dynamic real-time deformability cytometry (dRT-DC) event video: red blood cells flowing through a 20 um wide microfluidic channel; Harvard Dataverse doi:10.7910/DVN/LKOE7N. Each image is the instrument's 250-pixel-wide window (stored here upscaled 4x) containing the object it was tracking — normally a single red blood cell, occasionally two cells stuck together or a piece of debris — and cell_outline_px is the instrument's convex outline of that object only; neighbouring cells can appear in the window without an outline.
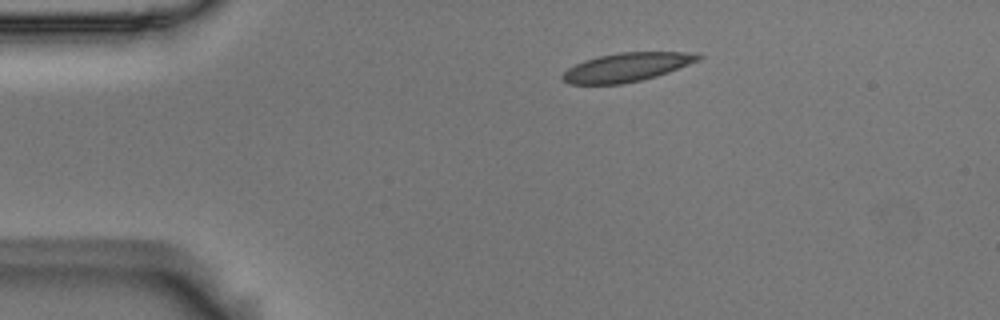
{"species": "Egyptian fruit bat (a non-hibernating species)", "species_latin": "Rousettus aegyptiacus", "temperature_condition": "room temperature", "stored_images_in_passage": 45, "camera_frame_rate_fps": 3000, "um_per_image_px": 0.085, "animal": {"sex": "male"}, "frame": {"image": 1, "passage_image": 1, "time_ms": 0.0, "image_size_px": [1000, 320], "cell_outline_px": [[704, 56], [700, 60], [668, 72], [656, 76], [640, 80], [620, 84], [568, 84], [560, 76], [568, 68], [584, 60], [596, 56], [620, 52], [696, 52]], "centroid_in_image_um": [53.28, 5.7], "position_along_channel_um": 31.7, "area_um2": 22.77}}
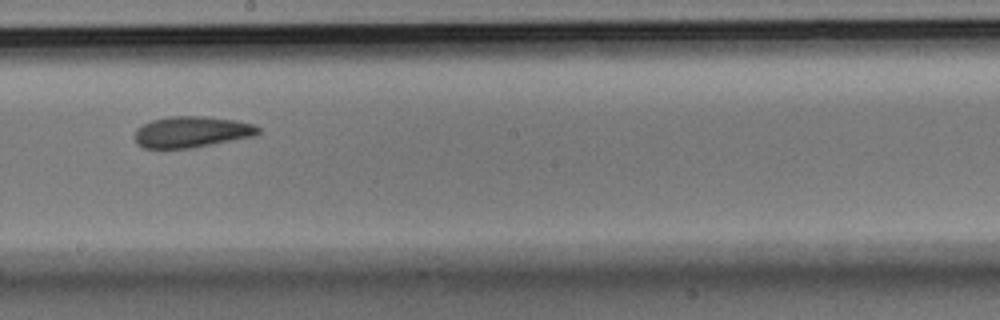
{"frame": {"image": 2, "passage_image": 21, "time_ms": 6.667, "image_size_px": [1000, 320], "cell_outline_px": [[260, 132], [252, 136], [192, 148], [144, 148], [136, 144], [136, 128], [152, 120], [168, 116], [204, 116], [236, 120], [252, 124], [260, 128]], "centroid_in_image_um": [16.27, 11.2], "position_along_channel_um": 231.9, "area_um2": 22.25}}
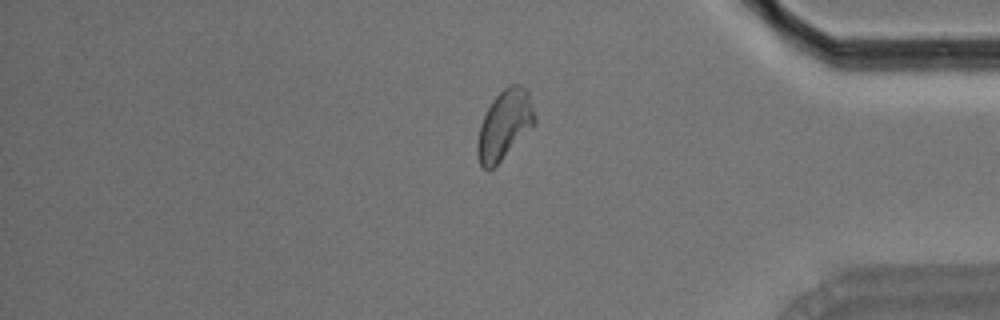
{"frame": {"image": 3, "passage_image": 36, "time_ms": 11.667, "image_size_px": [1000, 320], "cell_outline_px": [[536, 124], [488, 172], [480, 168], [476, 152], [476, 144], [480, 124], [492, 100], [508, 84], [520, 84], [528, 88], [536, 116]], "centroid_in_image_um": [42.88, 10.6], "position_along_channel_um": 392.3, "area_um2": 23.41}, "authors_computed_cell_mechanics": {"area_um2": 22.7154, "velocity_mm_per_s": 3.6897, "shape_relaxation_time_tau1_ms": null, "shape_relaxation_time_tau2_ms": 1.6695, "deformation_change_tau1": null, "deformation_change_tau2": 0.0615}}